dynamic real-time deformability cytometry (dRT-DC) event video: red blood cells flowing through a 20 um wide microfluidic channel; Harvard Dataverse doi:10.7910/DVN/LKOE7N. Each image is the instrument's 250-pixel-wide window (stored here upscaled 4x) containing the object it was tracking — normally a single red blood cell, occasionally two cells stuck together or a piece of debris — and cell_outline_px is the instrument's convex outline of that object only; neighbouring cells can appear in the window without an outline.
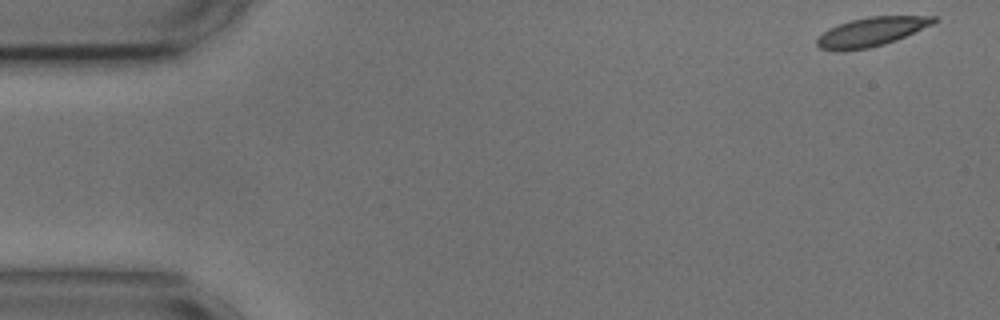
{"species": "common noctule bat (a hibernating species)", "species_latin": "Nyctalus noctula", "temperature_condition": "cold", "stored_images_in_passage": 19, "camera_frame_rate_fps": 3000, "um_per_image_px": 0.085, "animal": {"sex": "male", "body_mass_g": 17.9, "forearm_length_mm": 54.2}, "frame": {"image": 1, "passage_image": 1, "time_ms": 0.0, "image_size_px": [1000, 320], "cell_outline_px": [[940, 20], [932, 24], [896, 40], [884, 44], [868, 48], [844, 52], [820, 48], [816, 44], [816, 40], [828, 28], [852, 20], [868, 16], [936, 16]], "centroid_in_image_um": [74.06, 2.71], "position_along_channel_um": 10.9, "area_um2": 19.65}}
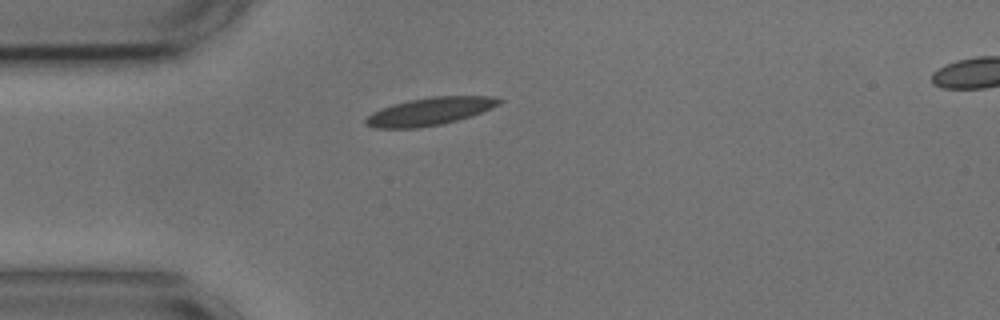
{"frame": {"image": 2, "passage_image": 13, "time_ms": 4.0, "image_size_px": [1000, 320], "cell_outline_px": [[504, 100], [500, 104], [492, 108], [472, 116], [444, 124], [420, 128], [376, 128], [364, 124], [364, 120], [372, 112], [380, 108], [392, 104], [408, 100], [432, 96], [488, 96]], "centroid_in_image_um": [36.52, 9.47], "position_along_channel_um": 48.5, "area_um2": 21.79}}